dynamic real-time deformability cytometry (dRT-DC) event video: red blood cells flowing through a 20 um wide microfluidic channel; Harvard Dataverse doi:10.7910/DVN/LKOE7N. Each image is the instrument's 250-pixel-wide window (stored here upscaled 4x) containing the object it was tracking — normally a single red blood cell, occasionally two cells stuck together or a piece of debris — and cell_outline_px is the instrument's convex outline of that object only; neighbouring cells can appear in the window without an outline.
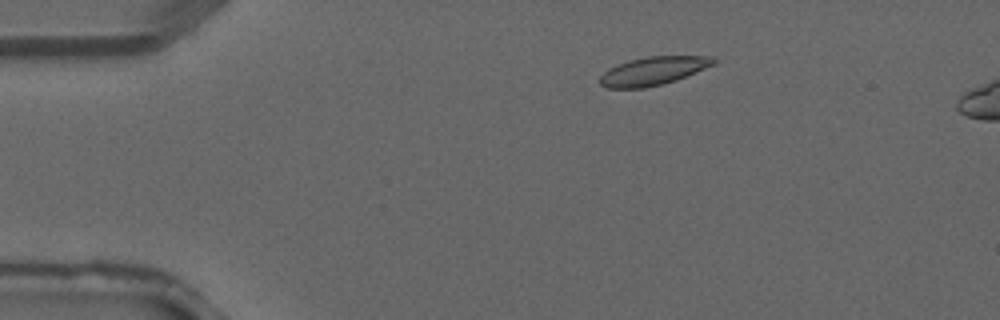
{"species": "common noctule bat (a hibernating species)", "species_latin": "Nyctalus noctula", "temperature_condition": "warm", "stored_images_in_passage": 4, "camera_frame_rate_fps": 3000, "um_per_image_px": 0.085, "animal": {"sex": "male", "forearm_length_mm": 52.5}, "frame": {"image": 1, "passage_image": 2, "time_ms": 0.333, "image_size_px": [1000, 320], "cell_outline_px": [[716, 64], [676, 80], [644, 88], [608, 88], [600, 84], [600, 76], [608, 68], [628, 60], [648, 56], [712, 56], [716, 60]], "centroid_in_image_um": [55.52, 6.02], "position_along_channel_um": 29.5, "area_um2": 18.73}}